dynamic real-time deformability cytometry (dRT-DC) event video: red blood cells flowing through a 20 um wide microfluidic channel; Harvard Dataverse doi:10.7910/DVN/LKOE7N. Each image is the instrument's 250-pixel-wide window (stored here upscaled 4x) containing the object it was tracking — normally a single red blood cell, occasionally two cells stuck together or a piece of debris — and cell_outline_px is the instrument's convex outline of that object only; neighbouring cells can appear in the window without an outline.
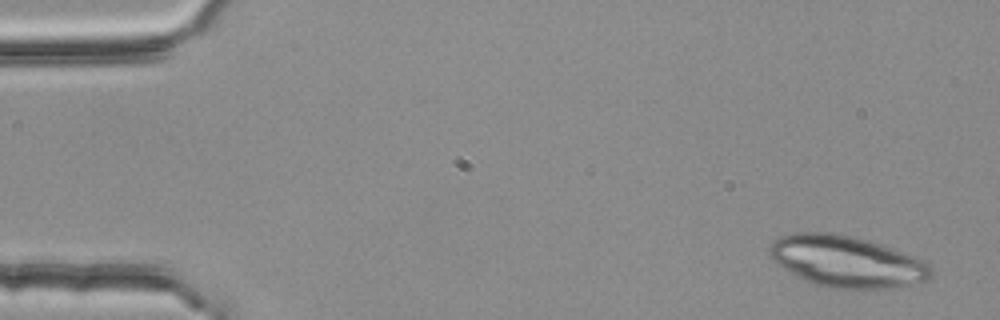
{"species": "common noctule bat (a hibernating species)", "species_latin": "Nyctalus noctula", "temperature_condition": "room temperature", "stored_images_in_passage": 4, "camera_frame_rate_fps": 3000, "um_per_image_px": 0.085, "animal": {"sex": "female", "body_mass_g": 25.1}, "frame": {"image": 1, "passage_image": 1, "time_ms": 0.0, "image_size_px": [1000, 320], "cell_outline_px": [[932, 276], [920, 288], [832, 288], [816, 284], [784, 268], [772, 260], [768, 252], [768, 248], [780, 236], [796, 232], [828, 232], [868, 240], [916, 256], [924, 260], [932, 268]], "centroid_in_image_um": [72.09, 22.25], "position_along_channel_um": 12.9, "area_um2": 48.67}}